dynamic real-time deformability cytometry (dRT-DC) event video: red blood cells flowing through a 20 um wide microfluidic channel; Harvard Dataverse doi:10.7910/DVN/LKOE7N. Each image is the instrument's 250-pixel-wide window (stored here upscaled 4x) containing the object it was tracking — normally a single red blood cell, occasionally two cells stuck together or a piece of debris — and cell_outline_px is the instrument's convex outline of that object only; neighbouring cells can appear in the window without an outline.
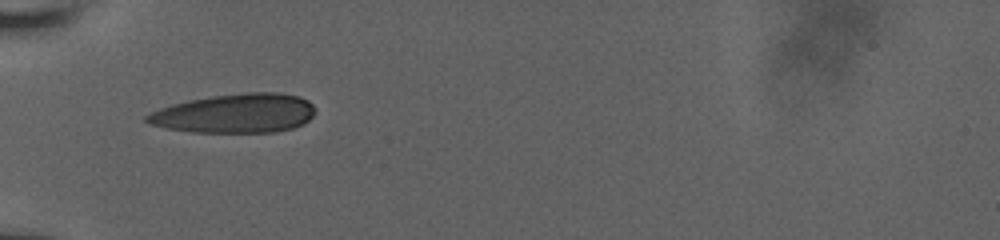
{"species": "human", "species_latin": "Homo sapiens", "temperature_condition": "room temperature", "stored_images_in_passage": 2, "camera_frame_rate_fps": 3000, "um_per_image_px": 0.085, "donor": {"sex": "male"}, "frame": {"image": 1, "passage_image": 1, "time_ms": 0.0, "image_size_px": [1000, 240], "cell_outline_px": [[316, 112], [304, 124], [292, 128], [276, 132], [192, 132], [168, 128], [148, 124], [144, 120], [144, 116], [160, 108], [172, 104], [188, 100], [212, 96], [244, 92], [280, 92], [300, 96], [308, 100], [316, 108]], "centroid_in_image_um": [20.02, 9.63], "position_along_channel_um": 65.0, "area_um2": 38.73}}